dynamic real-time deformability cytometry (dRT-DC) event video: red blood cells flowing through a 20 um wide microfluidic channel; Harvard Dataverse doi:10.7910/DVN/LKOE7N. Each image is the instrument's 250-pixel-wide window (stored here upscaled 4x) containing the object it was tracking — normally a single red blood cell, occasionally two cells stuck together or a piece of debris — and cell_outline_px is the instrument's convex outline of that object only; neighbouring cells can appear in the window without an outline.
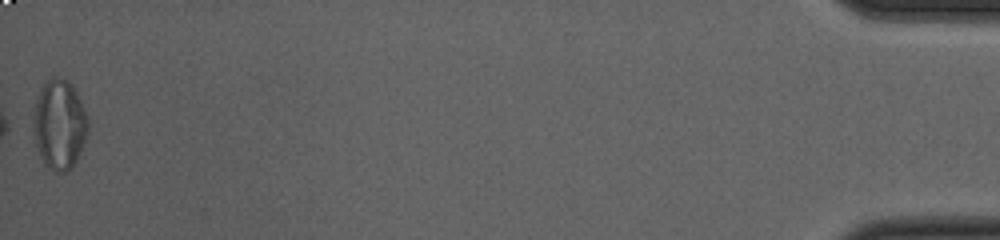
{"species": "common noctule bat (a hibernating species)", "species_latin": "Nyctalus noctula", "temperature_condition": "cold", "stored_images_in_passage": 38, "camera_frame_rate_fps": 3000, "um_per_image_px": 0.085, "animal": {"sex": "female", "body_mass_g": 23.0, "forearm_length_mm": 53.4}, "frame": {"image": 1, "passage_image": 38, "time_ms": 12.333, "image_size_px": [1000, 240], "cell_outline_px": [[88, 132], [80, 152], [72, 168], [64, 172], [56, 172], [48, 168], [44, 164], [36, 144], [36, 100], [44, 84], [52, 76], [60, 76], [68, 80], [72, 84], [80, 100], [88, 120]], "centroid_in_image_um": [5.1, 10.58], "position_along_channel_um": 430.1, "area_um2": 27.86}, "authors_computed_cell_mechanics": {"area_um2": 17.6868, "velocity_mm_per_s": 3.804, "shape_relaxation_time_tau1_ms": null, "shape_relaxation_time_tau2_ms": 1.1943, "deformation_change_tau1": null, "deformation_change_tau2": 0.0656}}